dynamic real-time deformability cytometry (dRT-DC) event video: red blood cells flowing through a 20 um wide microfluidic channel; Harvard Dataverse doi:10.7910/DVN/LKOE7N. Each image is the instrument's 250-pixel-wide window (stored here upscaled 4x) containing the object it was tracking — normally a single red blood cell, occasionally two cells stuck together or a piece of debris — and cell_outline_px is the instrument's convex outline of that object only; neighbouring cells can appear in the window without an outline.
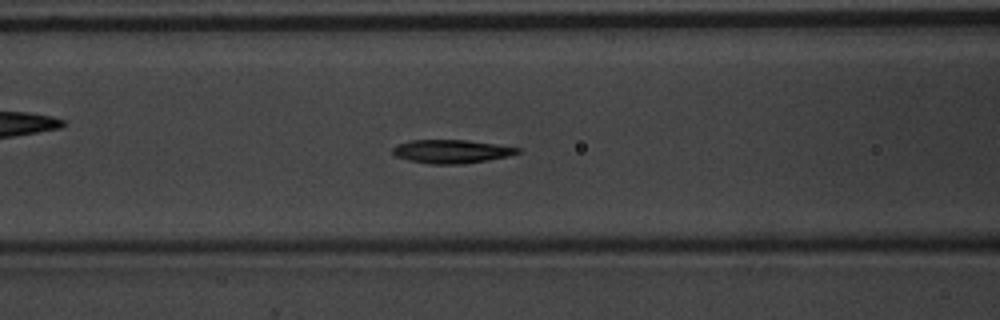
{"species": "common noctule bat (a hibernating species)", "species_latin": "Nyctalus noctula", "temperature_condition": "warm", "stored_images_in_passage": 47, "camera_frame_rate_fps": 3000, "um_per_image_px": 0.085, "animal": {"sex": "male", "body_mass_g": 20.1, "forearm_length_mm": 53.5}, "frame": {"image": 1, "passage_image": 20, "time_ms": 6.333, "image_size_px": [1000, 320], "cell_outline_px": [[520, 152], [508, 156], [488, 160], [460, 164], [428, 164], [408, 160], [396, 156], [392, 152], [392, 148], [396, 144], [412, 140], [464, 140], [520, 148]], "centroid_in_image_um": [38.31, 12.88], "position_along_channel_um": 128.3, "area_um2": 16.94}}
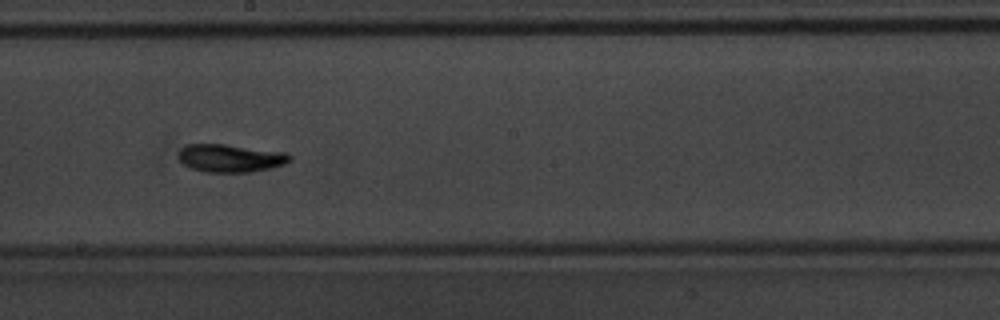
{"frame": {"image": 2, "passage_image": 28, "time_ms": 9.0, "image_size_px": [1000, 320], "cell_outline_px": [[292, 160], [284, 164], [272, 168], [252, 172], [204, 172], [192, 168], [184, 164], [180, 160], [180, 148], [188, 144], [224, 144], [284, 152], [292, 156]], "centroid_in_image_um": [19.62, 13.45], "position_along_channel_um": 228.6, "area_um2": 18.03}}
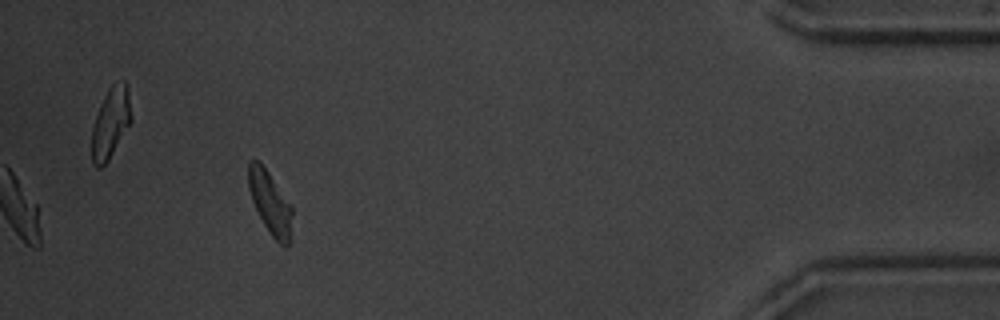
{"frame": {"image": 3, "passage_image": 47, "time_ms": 15.333, "image_size_px": [1000, 320], "cell_outline_px": [[292, 212], [288, 248], [284, 248], [272, 236], [264, 224], [252, 200], [248, 188], [248, 160], [260, 160], [292, 204]], "centroid_in_image_um": [22.96, 17.18], "position_along_channel_um": 412.2, "area_um2": 16.13}, "authors_computed_cell_mechanics": {"area_um2": 17.1666, "velocity_mm_per_s": 3.7738, "shape_relaxation_time_tau1_ms": 2.7735, "shape_relaxation_time_tau2_ms": 1.5587, "deformation_change_tau1": 0.1472, "deformation_change_tau2": 0.0799}}